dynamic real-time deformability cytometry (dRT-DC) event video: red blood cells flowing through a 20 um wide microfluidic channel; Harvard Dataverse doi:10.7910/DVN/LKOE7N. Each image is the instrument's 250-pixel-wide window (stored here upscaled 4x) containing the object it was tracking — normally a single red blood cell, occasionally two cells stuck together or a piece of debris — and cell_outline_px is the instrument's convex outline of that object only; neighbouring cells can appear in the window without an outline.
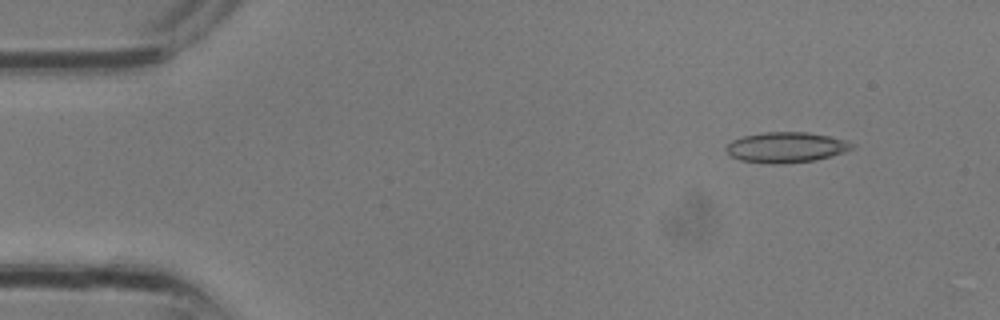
{"species": "common noctule bat (a hibernating species)", "species_latin": "Nyctalus noctula", "temperature_condition": "room temperature", "stored_images_in_passage": 13, "camera_frame_rate_fps": 3000, "um_per_image_px": 0.085, "animal": {"sex": "male", "body_mass_g": 13.3}, "frame": {"image": 1, "passage_image": 3, "time_ms": 0.667, "image_size_px": [1000, 320], "cell_outline_px": [[856, 148], [832, 156], [816, 160], [784, 164], [768, 164], [740, 160], [732, 156], [724, 148], [732, 140], [744, 136], [764, 132], [808, 132], [828, 136], [844, 140], [856, 144]], "centroid_in_image_um": [66.85, 12.53], "position_along_channel_um": 18.2, "area_um2": 22.48}}